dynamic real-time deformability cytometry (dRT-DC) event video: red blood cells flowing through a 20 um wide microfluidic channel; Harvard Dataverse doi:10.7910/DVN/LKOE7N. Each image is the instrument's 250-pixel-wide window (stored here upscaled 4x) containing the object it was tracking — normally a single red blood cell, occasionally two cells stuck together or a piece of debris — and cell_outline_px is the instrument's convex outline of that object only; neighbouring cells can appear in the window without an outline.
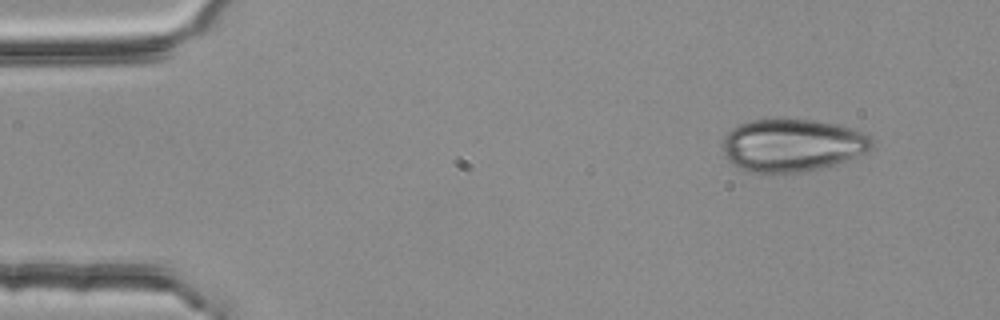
{"species": "common noctule bat (a hibernating species)", "species_latin": "Nyctalus noctula", "temperature_condition": "room temperature", "stored_images_in_passage": 3, "camera_frame_rate_fps": 3000, "um_per_image_px": 0.085, "animal": {"sex": "female", "body_mass_g": 25.1}, "frame": {"image": 1, "passage_image": 1, "time_ms": 0.0, "image_size_px": [1000, 320], "cell_outline_px": [[872, 148], [848, 160], [820, 168], [800, 172], [748, 172], [732, 164], [724, 156], [720, 144], [724, 136], [732, 128], [740, 124], [752, 120], [812, 120], [840, 124], [856, 128], [872, 136]], "centroid_in_image_um": [67.33, 12.34], "position_along_channel_um": 17.7, "area_um2": 46.01}}